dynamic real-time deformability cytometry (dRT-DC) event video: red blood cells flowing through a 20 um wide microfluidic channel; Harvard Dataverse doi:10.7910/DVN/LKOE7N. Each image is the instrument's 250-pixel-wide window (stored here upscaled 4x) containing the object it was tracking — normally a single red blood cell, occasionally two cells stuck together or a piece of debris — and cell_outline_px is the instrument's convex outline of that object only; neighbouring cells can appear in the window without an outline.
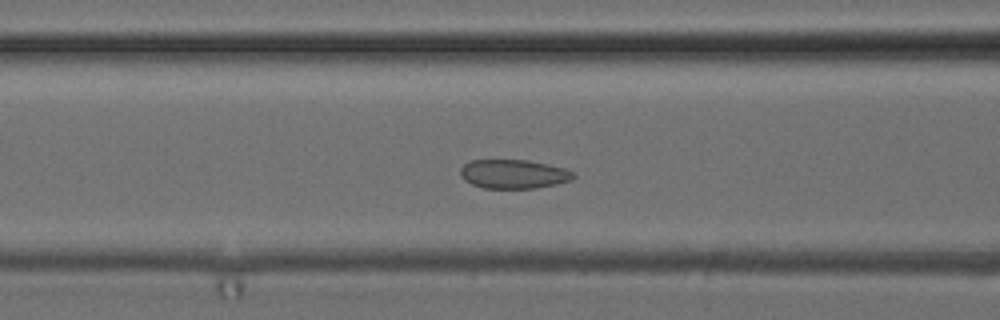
{"species": "common noctule bat (a hibernating species)", "species_latin": "Nyctalus noctula", "temperature_condition": "cold", "stored_images_in_passage": 51, "camera_frame_rate_fps": 3000, "um_per_image_px": 0.085, "animal": {"sex": "female", "body_mass_g": 24.6, "forearm_length_mm": 56.2}, "frame": {"image": 1, "passage_image": 20, "time_ms": 6.333, "image_size_px": [1000, 320], "cell_outline_px": [[576, 176], [572, 180], [556, 184], [536, 188], [484, 188], [472, 184], [464, 180], [460, 176], [460, 168], [464, 164], [472, 160], [528, 160], [548, 164], [564, 168], [576, 172]], "centroid_in_image_um": [43.68, 14.79], "position_along_channel_um": 122.9, "area_um2": 19.25}}
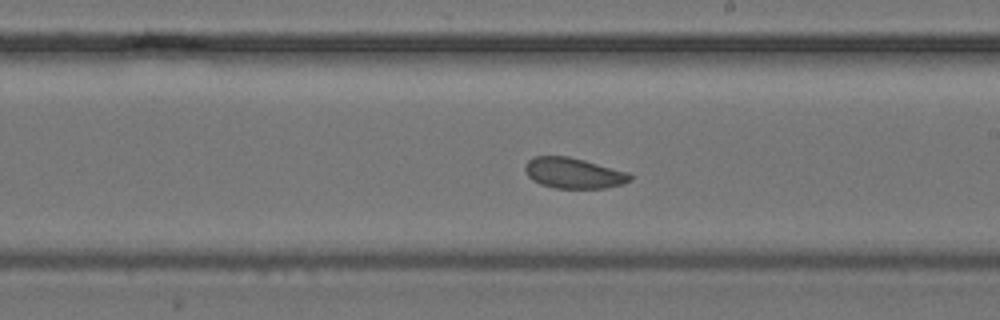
{"frame": {"image": 2, "passage_image": 29, "time_ms": 9.333, "image_size_px": [1000, 320], "cell_outline_px": [[632, 180], [624, 184], [604, 188], [556, 188], [540, 184], [532, 180], [528, 176], [524, 168], [524, 164], [532, 156], [568, 156], [584, 160], [628, 172], [632, 176]], "centroid_in_image_um": [48.74, 14.71], "position_along_channel_um": 240.3, "area_um2": 18.84}}
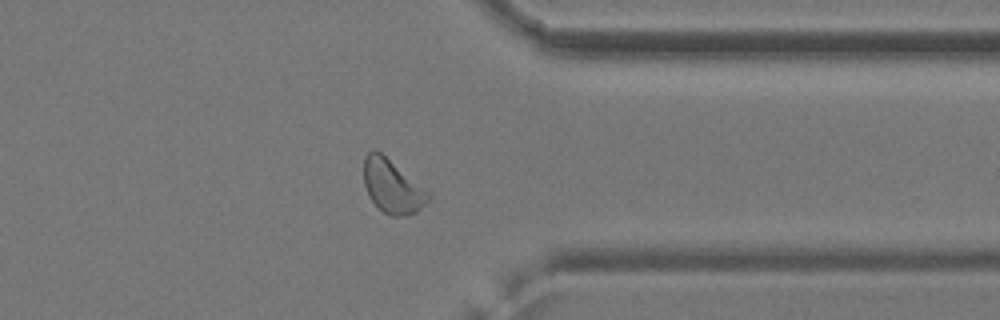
{"frame": {"image": 3, "passage_image": 40, "time_ms": 13.0, "image_size_px": [1000, 320], "cell_outline_px": [[432, 196], [416, 212], [408, 216], [392, 216], [384, 212], [368, 196], [364, 184], [364, 156], [372, 148], [376, 148], [432, 192]], "centroid_in_image_um": [33.37, 15.81], "position_along_channel_um": 378.0, "area_um2": 20.52}, "authors_computed_cell_mechanics": {"area_um2": 19.9988, "velocity_mm_per_s": 3.9066, "shape_relaxation_time_tau1_ms": 4.6459, "shape_relaxation_time_tau2_ms": 2.8882, "deformation_change_tau1": 0.0633, "deformation_change_tau2": 0.0604}}